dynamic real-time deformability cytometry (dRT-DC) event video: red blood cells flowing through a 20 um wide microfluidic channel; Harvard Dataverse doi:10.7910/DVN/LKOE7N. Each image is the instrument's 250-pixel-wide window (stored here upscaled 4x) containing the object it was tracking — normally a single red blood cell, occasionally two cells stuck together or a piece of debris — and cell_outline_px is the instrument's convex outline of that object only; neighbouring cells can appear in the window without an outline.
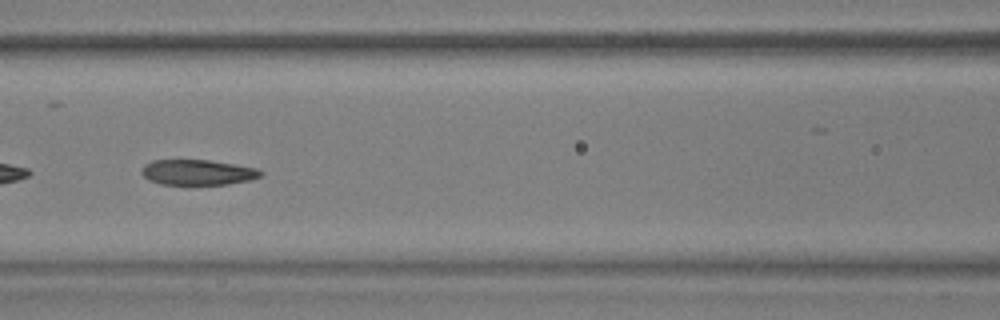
{"species": "common noctule bat (a hibernating species)", "species_latin": "Nyctalus noctula", "temperature_condition": "warm", "stored_images_in_passage": 55, "camera_frame_rate_fps": 3000, "um_per_image_px": 0.085, "animal": {"sex": "male", "body_mass_g": 17.9, "forearm_length_mm": 54.2}, "frame": {"image": 1, "passage_image": 24, "time_ms": 7.667, "image_size_px": [1000, 320], "cell_outline_px": [[264, 172], [260, 176], [252, 180], [228, 184], [196, 188], [160, 184], [144, 176], [140, 172], [144, 164], [152, 160], [208, 160], [256, 168]], "centroid_in_image_um": [16.79, 14.7], "position_along_channel_um": 149.8, "area_um2": 18.44}, "authors_computed_cell_mechanics": {"area_um2": 19.8254, "velocity_mm_per_s": 3.5784, "shape_relaxation_time_tau1_ms": 7.3235, "shape_relaxation_time_tau2_ms": 1.4132, "deformation_change_tau1": 0.2228, "deformation_change_tau2": 0.0833}}